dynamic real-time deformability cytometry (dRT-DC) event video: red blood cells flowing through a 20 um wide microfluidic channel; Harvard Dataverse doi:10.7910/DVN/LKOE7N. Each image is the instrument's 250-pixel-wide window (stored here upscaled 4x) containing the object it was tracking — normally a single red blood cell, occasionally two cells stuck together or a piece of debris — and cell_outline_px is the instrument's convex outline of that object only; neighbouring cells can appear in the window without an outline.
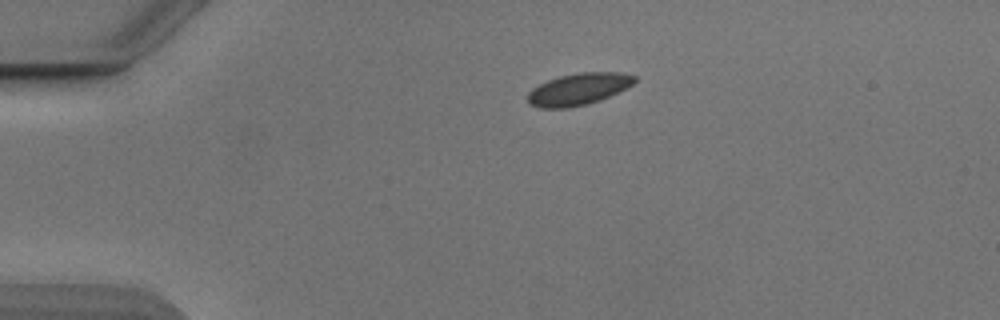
{"species": "Egyptian fruit bat (a non-hibernating species)", "species_latin": "Rousettus aegyptiacus", "temperature_condition": "cold", "stored_images_in_passage": 43, "camera_frame_rate_fps": 3000, "um_per_image_px": 0.085, "animal": {"sex": "male"}, "frame": {"image": 1, "passage_image": 1, "time_ms": 0.0, "image_size_px": [1000, 320], "cell_outline_px": [[636, 80], [632, 84], [600, 100], [588, 104], [568, 108], [540, 108], [528, 104], [528, 92], [532, 88], [548, 80], [560, 76], [576, 72], [620, 72], [636, 76]], "centroid_in_image_um": [49.13, 7.58], "position_along_channel_um": 35.9, "area_um2": 19.77}}
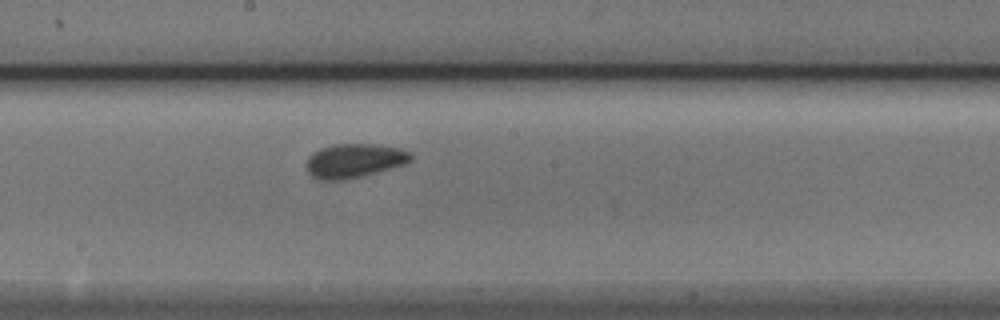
{"frame": {"image": 2, "passage_image": 19, "time_ms": 6.0, "image_size_px": [1000, 320], "cell_outline_px": [[412, 160], [404, 164], [392, 168], [344, 180], [320, 180], [312, 176], [308, 172], [304, 164], [308, 156], [312, 152], [320, 148], [336, 144], [372, 144], [400, 148], [412, 152]], "centroid_in_image_um": [30.08, 13.65], "position_along_channel_um": 218.1, "area_um2": 20.87}}
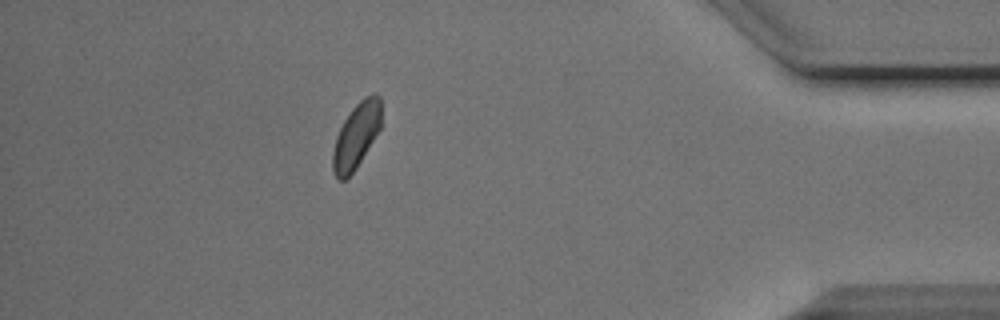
{"frame": {"image": 3, "passage_image": 37, "time_ms": 12.0, "image_size_px": [1000, 320], "cell_outline_px": [[380, 128], [356, 168], [344, 180], [340, 180], [336, 176], [332, 168], [332, 152], [336, 136], [344, 120], [352, 108], [364, 96], [380, 96]], "centroid_in_image_um": [30.25, 11.55], "position_along_channel_um": 405.0, "area_um2": 17.98}, "authors_computed_cell_mechanics": {"area_um2": 19.652, "velocity_mm_per_s": 3.8363, "shape_relaxation_time_tau1_ms": null, "shape_relaxation_time_tau2_ms": 2.0296, "deformation_change_tau1": null, "deformation_change_tau2": 0.0619}}